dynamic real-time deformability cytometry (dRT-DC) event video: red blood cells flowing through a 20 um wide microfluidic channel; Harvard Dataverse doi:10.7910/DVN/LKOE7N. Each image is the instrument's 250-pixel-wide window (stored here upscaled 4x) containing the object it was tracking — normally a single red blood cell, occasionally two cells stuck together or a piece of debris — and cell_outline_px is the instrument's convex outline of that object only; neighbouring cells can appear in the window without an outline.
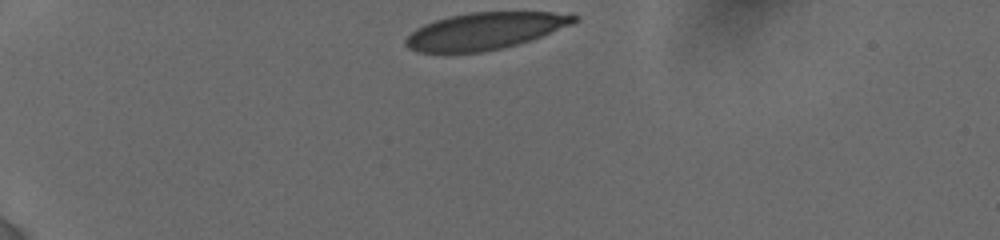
{"species": "human", "species_latin": "Homo sapiens", "temperature_condition": "cold", "stored_images_in_passage": 6, "camera_frame_rate_fps": 3000, "um_per_image_px": 0.085, "donor": {"sex": "female"}, "frame": {"image": 1, "passage_image": 1, "time_ms": 0.0, "image_size_px": [1000, 240], "cell_outline_px": [[580, 20], [572, 24], [540, 36], [516, 44], [500, 48], [480, 52], [420, 52], [408, 48], [404, 44], [404, 40], [416, 28], [424, 24], [448, 16], [468, 12], [552, 12], [580, 16]], "centroid_in_image_um": [41.19, 2.62], "position_along_channel_um": 43.8, "area_um2": 35.84}}
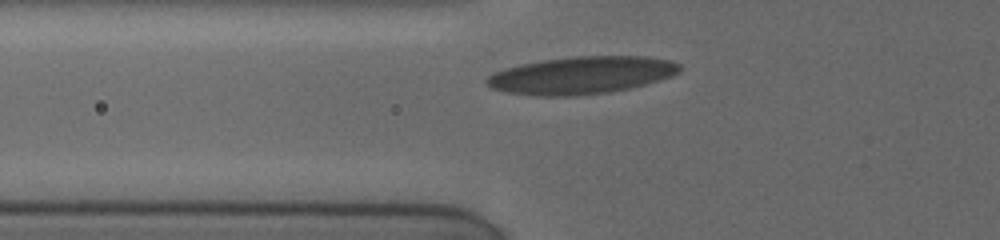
{"frame": {"image": 2, "passage_image": 4, "time_ms": 2.333, "image_size_px": [1000, 240], "cell_outline_px": [[680, 72], [672, 76], [644, 84], [628, 88], [608, 92], [576, 96], [536, 96], [504, 92], [492, 88], [484, 80], [488, 76], [504, 68], [520, 64], [544, 60], [572, 56], [644, 56], [672, 60], [680, 64]], "centroid_in_image_um": [49.41, 6.39], "position_along_channel_um": 76.4, "area_um2": 42.14}}
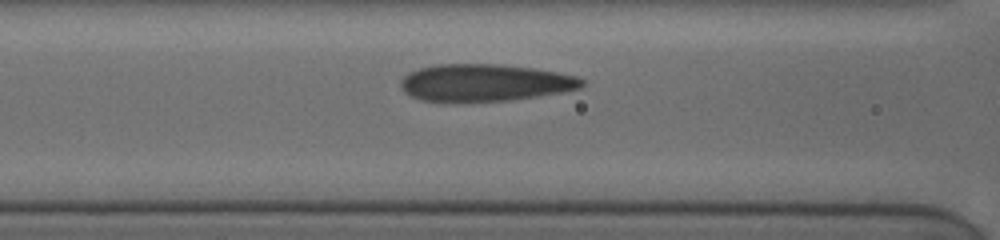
{"frame": {"image": 3, "passage_image": 6, "time_ms": 3.667, "image_size_px": [1000, 240], "cell_outline_px": [[584, 84], [580, 88], [560, 92], [536, 96], [508, 100], [420, 100], [404, 92], [400, 84], [400, 80], [408, 72], [432, 64], [500, 64], [532, 68], [556, 72], [576, 76], [584, 80]], "centroid_in_image_um": [41.18, 7.0], "position_along_channel_um": 125.4, "area_um2": 38.61}}